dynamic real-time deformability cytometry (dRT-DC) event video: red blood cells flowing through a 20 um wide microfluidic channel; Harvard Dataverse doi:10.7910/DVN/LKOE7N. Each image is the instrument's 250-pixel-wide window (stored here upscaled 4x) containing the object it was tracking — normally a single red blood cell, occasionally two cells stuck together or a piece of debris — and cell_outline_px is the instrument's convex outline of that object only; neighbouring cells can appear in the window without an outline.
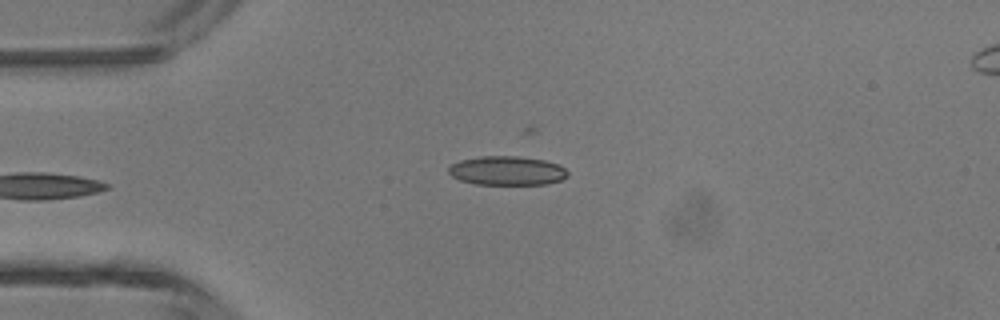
{"species": "common noctule bat (a hibernating species)", "species_latin": "Nyctalus noctula", "temperature_condition": "room temperature", "stored_images_in_passage": 4, "camera_frame_rate_fps": 3000, "um_per_image_px": 0.085, "animal": {"sex": "male", "body_mass_g": 13.3}, "frame": {"image": 1, "passage_image": 4, "time_ms": 1.0, "image_size_px": [1000, 320], "cell_outline_px": [[568, 176], [560, 180], [548, 184], [476, 184], [460, 180], [452, 176], [448, 172], [448, 168], [452, 164], [460, 160], [480, 156], [520, 156], [544, 160], [560, 164], [568, 172]], "centroid_in_image_um": [43.11, 14.5], "position_along_channel_um": 41.9, "area_um2": 20.23}}